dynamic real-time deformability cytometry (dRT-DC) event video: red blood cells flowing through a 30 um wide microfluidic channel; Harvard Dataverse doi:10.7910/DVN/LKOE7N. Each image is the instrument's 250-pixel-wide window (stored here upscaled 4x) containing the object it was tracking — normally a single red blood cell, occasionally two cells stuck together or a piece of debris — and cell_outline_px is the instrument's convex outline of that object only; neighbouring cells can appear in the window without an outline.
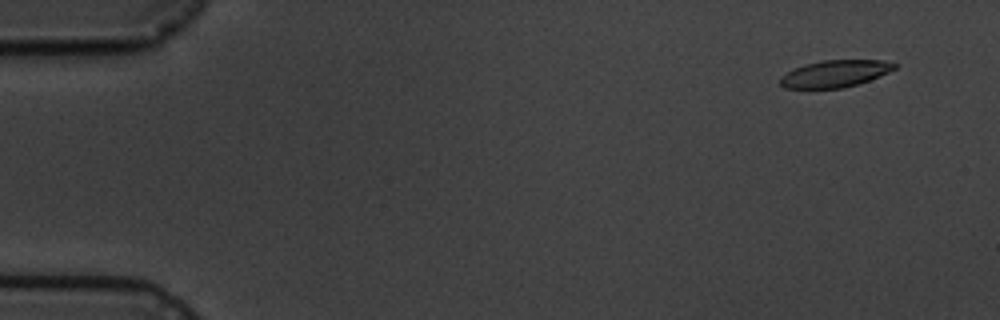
{"species": "common noctule bat (a hibernating species)", "species_latin": "Nyctalus noctula", "temperature_condition": "cold", "stored_images_in_passage": 5, "camera_frame_rate_fps": 3000, "um_per_image_px": 0.085, "animal": {"sex": "male", "body_mass_g": 19.5, "forearm_length_mm": 54.6}, "frame": {"image": 1, "passage_image": 1, "time_ms": 0.0, "image_size_px": [1000, 320], "cell_outline_px": [[896, 68], [880, 76], [844, 88], [784, 88], [780, 84], [780, 76], [792, 68], [804, 64], [820, 60], [884, 60], [896, 64]], "centroid_in_image_um": [70.93, 6.25], "position_along_channel_um": 14.1, "area_um2": 18.03}}
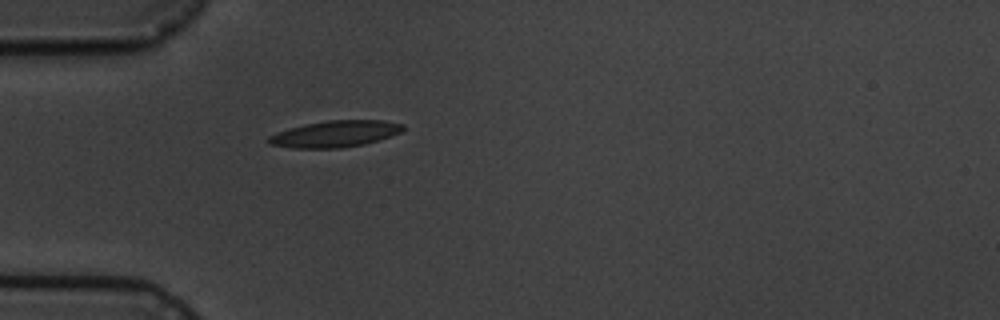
{"frame": {"image": 2, "passage_image": 5, "time_ms": 4.333, "image_size_px": [1000, 320], "cell_outline_px": [[404, 128], [400, 132], [364, 144], [340, 148], [292, 148], [268, 144], [268, 136], [276, 132], [304, 124], [328, 120], [384, 120], [404, 124]], "centroid_in_image_um": [28.44, 11.37], "position_along_channel_um": 56.6, "area_um2": 20.63}}